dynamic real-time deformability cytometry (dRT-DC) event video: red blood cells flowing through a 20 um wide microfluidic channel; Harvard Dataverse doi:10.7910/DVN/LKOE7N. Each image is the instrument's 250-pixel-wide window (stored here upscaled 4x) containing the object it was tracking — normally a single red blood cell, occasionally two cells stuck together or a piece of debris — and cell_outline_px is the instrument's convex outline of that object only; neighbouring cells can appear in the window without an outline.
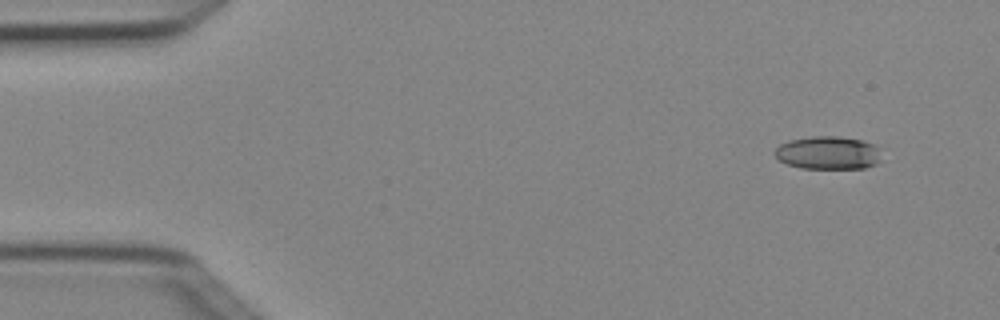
{"species": "Egyptian fruit bat (a non-hibernating species)", "species_latin": "Rousettus aegyptiacus", "temperature_condition": "cold", "stored_images_in_passage": 5, "camera_frame_rate_fps": 3000, "um_per_image_px": 0.085, "animal": {"sex": "female"}, "frame": {"image": 1, "passage_image": 1, "time_ms": 0.0, "image_size_px": [1000, 320], "cell_outline_px": [[880, 160], [876, 164], [864, 168], [800, 168], [788, 164], [780, 160], [776, 156], [776, 148], [780, 144], [788, 140], [812, 136], [840, 136], [860, 140], [876, 144]], "centroid_in_image_um": [70.39, 12.98], "position_along_channel_um": 14.6, "area_um2": 20.46}}